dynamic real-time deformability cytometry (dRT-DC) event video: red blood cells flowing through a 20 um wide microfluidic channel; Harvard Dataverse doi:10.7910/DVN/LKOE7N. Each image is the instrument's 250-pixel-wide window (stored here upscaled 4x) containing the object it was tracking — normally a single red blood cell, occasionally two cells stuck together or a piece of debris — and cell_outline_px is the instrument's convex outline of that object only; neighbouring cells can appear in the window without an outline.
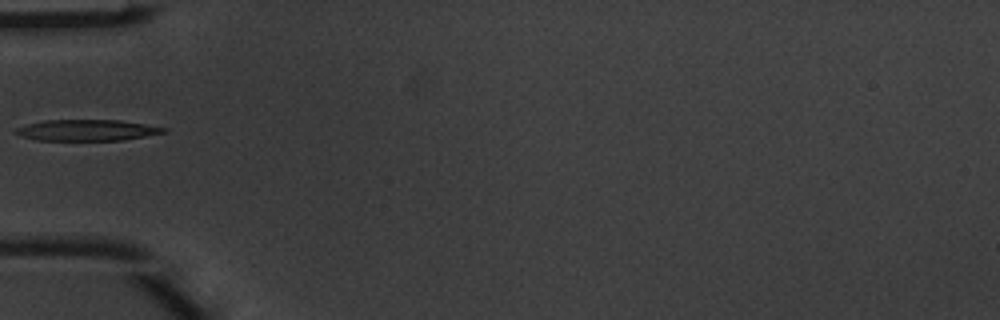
{"species": "common noctule bat (a hibernating species)", "species_latin": "Nyctalus noctula", "temperature_condition": "warm", "stored_images_in_passage": 4, "camera_frame_rate_fps": 3000, "um_per_image_px": 0.085, "animal": {"sex": "male", "body_mass_g": 20.1, "forearm_length_mm": 53.5}, "frame": {"image": 1, "passage_image": 4, "time_ms": 1.0, "image_size_px": [1000, 320], "cell_outline_px": [[168, 132], [124, 140], [36, 140], [20, 136], [12, 132], [16, 128], [28, 124], [44, 120], [120, 120], [168, 128]], "centroid_in_image_um": [7.39, 11.07], "position_along_channel_um": 77.6, "area_um2": 18.26}}